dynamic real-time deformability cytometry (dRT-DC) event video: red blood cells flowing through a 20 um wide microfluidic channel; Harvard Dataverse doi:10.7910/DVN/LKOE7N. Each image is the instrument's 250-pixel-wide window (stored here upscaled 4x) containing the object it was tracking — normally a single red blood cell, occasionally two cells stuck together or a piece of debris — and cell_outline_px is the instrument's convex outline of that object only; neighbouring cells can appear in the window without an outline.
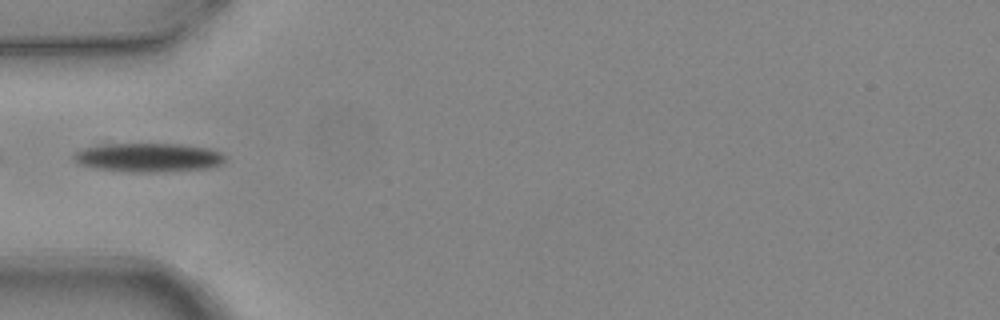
{"species": "common noctule bat (a hibernating species)", "species_latin": "Nyctalus noctula", "temperature_condition": "warm", "stored_images_in_passage": 5, "camera_frame_rate_fps": 3000, "um_per_image_px": 0.085, "animal": {"sex": "female", "body_mass_g": 24.6, "forearm_length_mm": 56.2}, "frame": {"image": 1, "passage_image": 4, "time_ms": 1.0, "image_size_px": [1000, 320], "cell_outline_px": [[228, 160], [220, 164], [208, 168], [164, 172], [132, 172], [96, 168], [76, 164], [72, 156], [76, 152], [84, 148], [100, 144], [180, 144], [208, 148], [220, 152], [228, 156]], "centroid_in_image_um": [12.63, 13.39], "position_along_channel_um": 72.4, "area_um2": 25.72}}
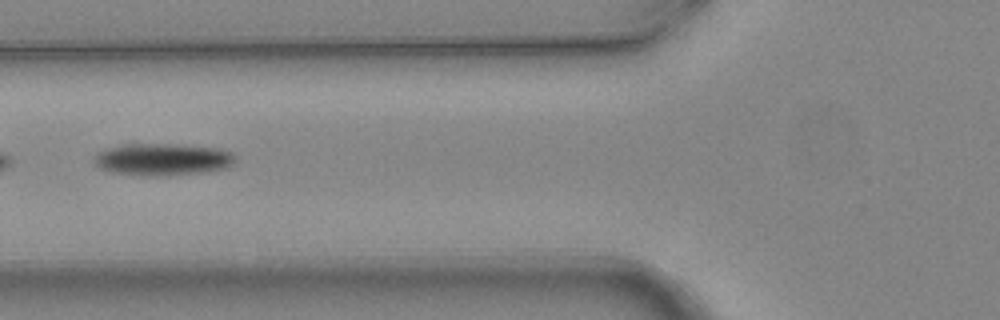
{"frame": {"image": 2, "passage_image": 5, "time_ms": 1.333, "image_size_px": [1000, 320], "cell_outline_px": [[236, 160], [228, 168], [208, 172], [164, 176], [148, 176], [112, 172], [100, 168], [92, 160], [100, 152], [108, 148], [124, 144], [168, 144], [216, 148], [232, 152], [236, 156]], "centroid_in_image_um": [13.87, 13.56], "position_along_channel_um": 111.9, "area_um2": 26.41}}